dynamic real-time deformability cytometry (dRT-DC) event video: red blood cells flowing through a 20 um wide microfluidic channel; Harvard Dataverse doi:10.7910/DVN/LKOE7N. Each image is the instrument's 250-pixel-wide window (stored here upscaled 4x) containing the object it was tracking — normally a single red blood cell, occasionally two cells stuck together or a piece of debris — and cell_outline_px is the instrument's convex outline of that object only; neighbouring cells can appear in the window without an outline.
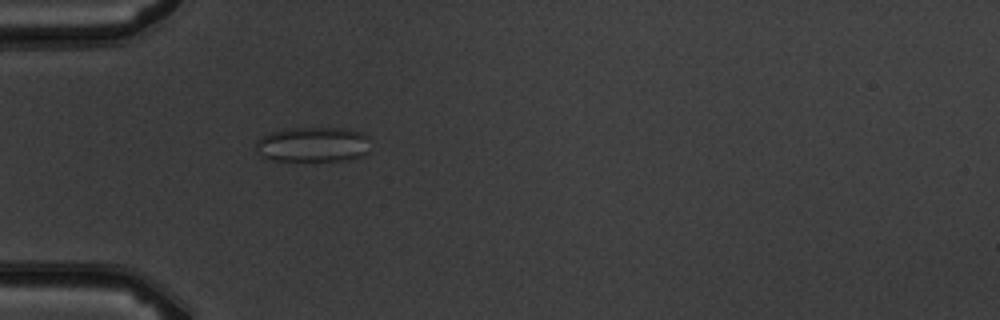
{"species": "common noctule bat (a hibernating species)", "species_latin": "Nyctalus noctula", "temperature_condition": "warm", "stored_images_in_passage": 5, "camera_frame_rate_fps": 3000, "um_per_image_px": 0.085, "animal": {"sex": "male", "body_mass_g": 19.5, "forearm_length_mm": 54.6}, "frame": {"image": 1, "passage_image": 5, "time_ms": 4.667, "image_size_px": [1000, 320], "cell_outline_px": [[368, 152], [360, 156], [348, 160], [276, 160], [264, 156], [256, 148], [256, 140], [272, 132], [284, 128], [344, 128], [364, 132], [368, 136]], "centroid_in_image_um": [26.65, 12.26], "position_along_channel_um": 58.3, "area_um2": 23.18}}